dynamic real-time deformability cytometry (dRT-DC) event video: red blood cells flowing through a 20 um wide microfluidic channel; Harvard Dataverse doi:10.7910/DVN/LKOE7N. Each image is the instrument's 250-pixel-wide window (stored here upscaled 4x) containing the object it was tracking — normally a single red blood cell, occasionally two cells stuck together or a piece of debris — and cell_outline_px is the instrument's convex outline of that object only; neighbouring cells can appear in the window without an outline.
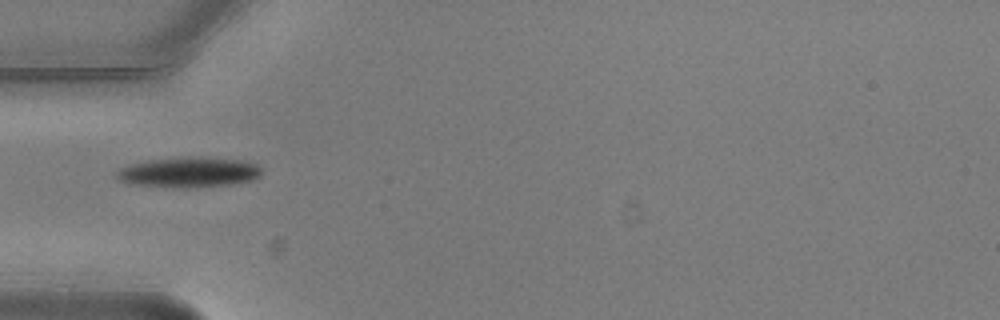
{"species": "common noctule bat (a hibernating species)", "species_latin": "Nyctalus noctula", "temperature_condition": "warm", "stored_images_in_passage": 5, "camera_frame_rate_fps": 3000, "um_per_image_px": 0.085, "animal": {"sex": "male", "body_mass_g": 20.5, "forearm_length_mm": 52.5}, "frame": {"image": 1, "passage_image": 1, "time_ms": 0.0, "image_size_px": [1000, 320], "cell_outline_px": [[264, 172], [260, 176], [252, 180], [228, 184], [196, 188], [176, 188], [128, 184], [116, 180], [116, 172], [120, 168], [128, 164], [148, 160], [180, 156], [188, 156], [244, 160], [256, 164]], "centroid_in_image_um": [16.0, 14.64], "position_along_channel_um": 69.0, "area_um2": 26.18}}
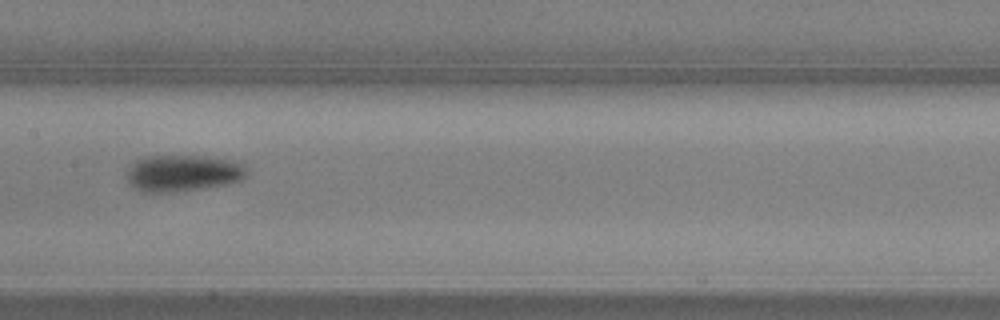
{"frame": {"image": 2, "passage_image": 4, "time_ms": 1.0, "image_size_px": [1000, 320], "cell_outline_px": [[248, 172], [240, 180], [228, 184], [184, 192], [144, 192], [132, 188], [128, 184], [128, 168], [136, 160], [144, 156], [204, 156], [232, 160], [244, 164], [248, 168]], "centroid_in_image_um": [15.55, 14.73], "position_along_channel_um": 191.8, "area_um2": 26.01}}
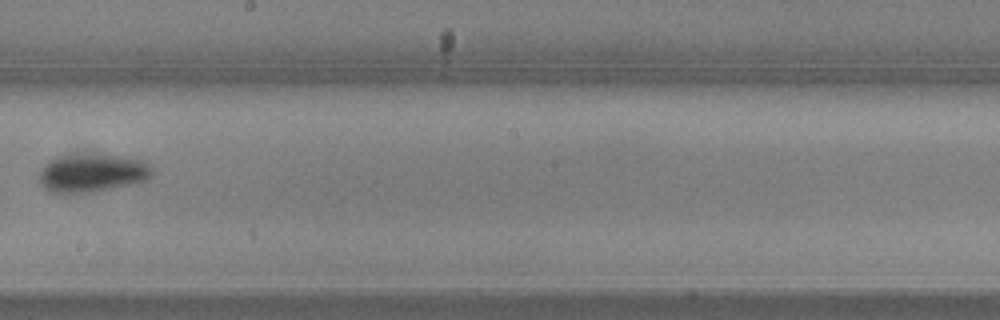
{"frame": {"image": 3, "passage_image": 5, "time_ms": 1.333, "image_size_px": [1000, 320], "cell_outline_px": [[152, 172], [144, 180], [128, 184], [92, 192], [68, 196], [64, 196], [48, 192], [40, 184], [40, 172], [44, 164], [48, 160], [60, 156], [124, 156], [144, 160], [152, 168]], "centroid_in_image_um": [7.74, 14.76], "position_along_channel_um": 240.5, "area_um2": 25.03}}